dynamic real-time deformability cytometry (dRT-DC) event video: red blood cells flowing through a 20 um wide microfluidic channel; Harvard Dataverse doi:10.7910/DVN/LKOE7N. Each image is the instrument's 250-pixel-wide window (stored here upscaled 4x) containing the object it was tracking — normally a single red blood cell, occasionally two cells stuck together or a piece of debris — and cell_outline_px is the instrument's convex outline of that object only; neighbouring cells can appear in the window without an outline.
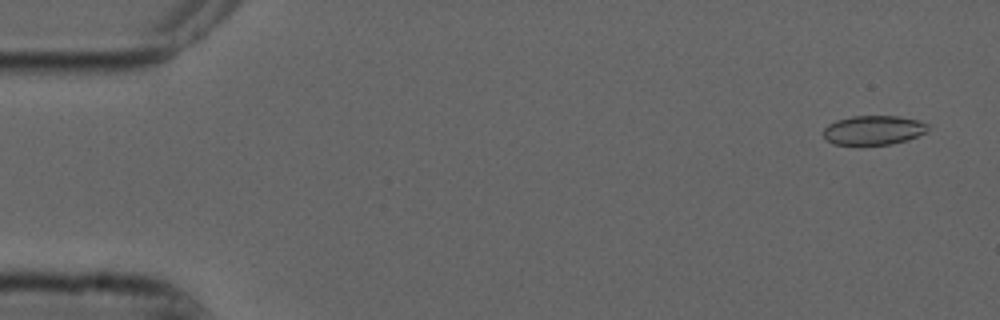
{"species": "common noctule bat (a hibernating species)", "species_latin": "Nyctalus noctula", "temperature_condition": "cold", "stored_images_in_passage": 13, "camera_frame_rate_fps": 3000, "um_per_image_px": 0.085, "animal": {"sex": "male", "forearm_length_mm": 52.5}, "frame": {"image": 1, "passage_image": 3, "time_ms": 0.667, "image_size_px": [1000, 320], "cell_outline_px": [[928, 132], [908, 140], [892, 144], [860, 148], [832, 144], [824, 136], [824, 128], [828, 124], [836, 120], [852, 116], [896, 116], [920, 120], [928, 124]], "centroid_in_image_um": [74.24, 11.11], "position_along_channel_um": 10.8, "area_um2": 18.73}}